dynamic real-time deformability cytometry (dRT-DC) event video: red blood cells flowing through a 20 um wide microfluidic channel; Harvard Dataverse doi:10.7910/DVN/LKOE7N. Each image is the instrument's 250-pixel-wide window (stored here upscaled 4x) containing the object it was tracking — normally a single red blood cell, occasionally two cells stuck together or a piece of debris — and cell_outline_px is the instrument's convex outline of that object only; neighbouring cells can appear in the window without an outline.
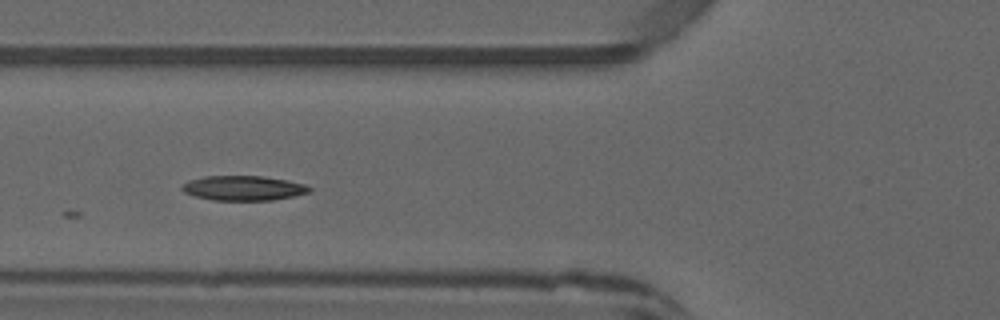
{"species": "common noctule bat (a hibernating species)", "species_latin": "Nyctalus noctula", "temperature_condition": "warm", "stored_images_in_passage": 18, "camera_frame_rate_fps": 3000, "um_per_image_px": 0.085, "animal": {"sex": "male", "forearm_length_mm": 52.5}, "frame": {"image": 1, "passage_image": 2, "time_ms": 0.333, "image_size_px": [1000, 320], "cell_outline_px": [[312, 188], [308, 192], [296, 196], [272, 200], [212, 200], [196, 196], [184, 192], [180, 188], [184, 184], [192, 180], [204, 176], [264, 176], [288, 180], [304, 184]], "centroid_in_image_um": [20.72, 15.99], "position_along_channel_um": 105.1, "area_um2": 18.26}}